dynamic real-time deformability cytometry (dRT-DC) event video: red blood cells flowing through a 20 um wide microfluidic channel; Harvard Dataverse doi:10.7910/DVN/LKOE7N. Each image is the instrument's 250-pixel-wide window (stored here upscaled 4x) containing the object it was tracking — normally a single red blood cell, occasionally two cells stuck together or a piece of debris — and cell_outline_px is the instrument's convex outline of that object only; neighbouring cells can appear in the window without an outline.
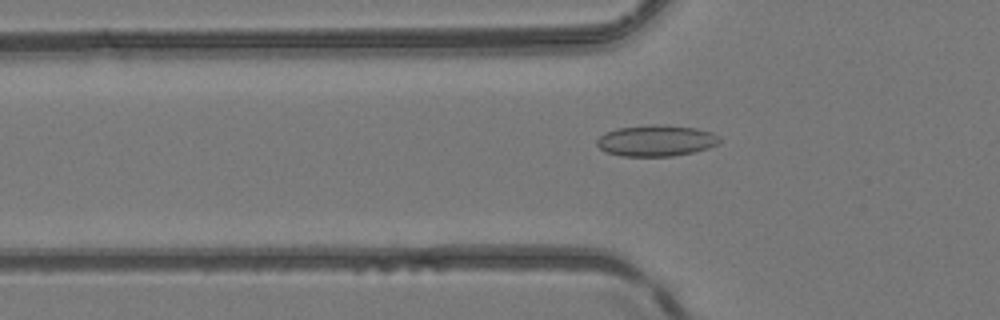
{"species": "common noctule bat (a hibernating species)", "species_latin": "Nyctalus noctula", "temperature_condition": "room temperature", "stored_images_in_passage": 51, "camera_frame_rate_fps": 3000, "um_per_image_px": 0.085, "animal": {"sex": "female", "body_mass_g": 24.6, "forearm_length_mm": 56.2}, "frame": {"image": 1, "passage_image": 18, "time_ms": 5.667, "image_size_px": [1000, 320], "cell_outline_px": [[720, 140], [716, 144], [708, 148], [692, 152], [672, 156], [620, 156], [608, 152], [600, 148], [596, 144], [596, 140], [600, 136], [616, 128], [652, 124], [656, 124], [696, 128], [712, 132], [720, 136]], "centroid_in_image_um": [55.77, 11.95], "position_along_channel_um": 70.0, "area_um2": 22.2}}
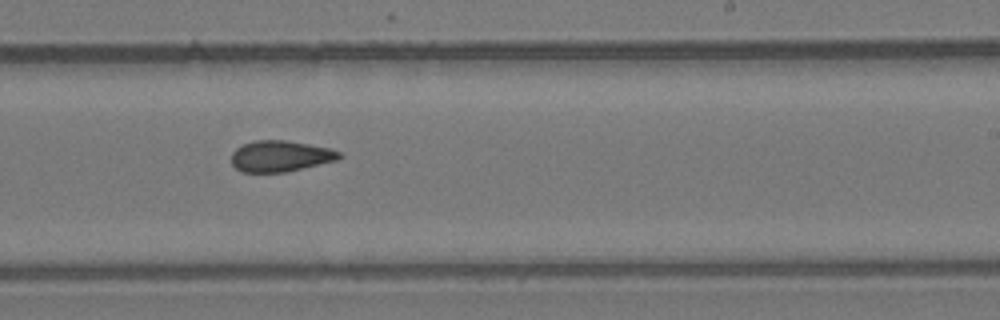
{"frame": {"image": 2, "passage_image": 32, "time_ms": 10.333, "image_size_px": [1000, 320], "cell_outline_px": [[344, 156], [336, 160], [284, 172], [240, 172], [232, 164], [232, 152], [236, 148], [244, 144], [256, 140], [284, 140], [332, 148], [340, 152]], "centroid_in_image_um": [23.83, 13.27], "position_along_channel_um": 265.2, "area_um2": 19.42}}
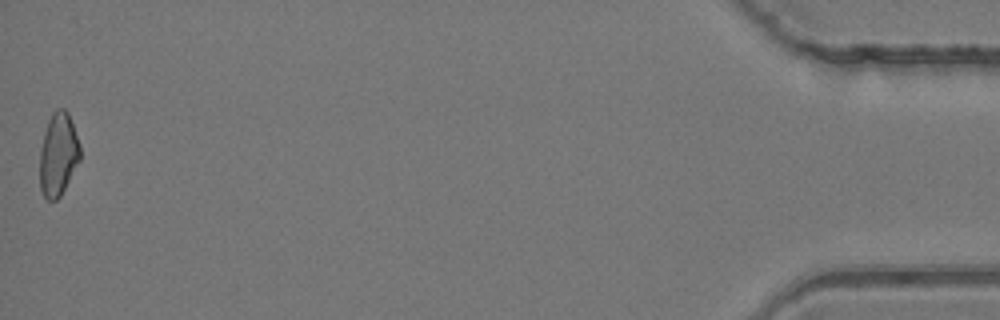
{"frame": {"image": 3, "passage_image": 51, "time_ms": 16.667, "image_size_px": [1000, 320], "cell_outline_px": [[80, 160], [60, 196], [56, 200], [48, 200], [44, 196], [40, 188], [40, 148], [44, 132], [48, 120], [52, 112], [56, 108], [64, 108], [68, 112], [80, 144]], "centroid_in_image_um": [4.94, 13.1], "position_along_channel_um": 430.3, "area_um2": 19.54}, "authors_computed_cell_mechanics": {"area_um2": 20.0566, "velocity_mm_per_s": 4.1773, "shape_relaxation_time_tau1_ms": null, "shape_relaxation_time_tau2_ms": 3.2848, "deformation_change_tau1": null, "deformation_change_tau2": 0.078}}